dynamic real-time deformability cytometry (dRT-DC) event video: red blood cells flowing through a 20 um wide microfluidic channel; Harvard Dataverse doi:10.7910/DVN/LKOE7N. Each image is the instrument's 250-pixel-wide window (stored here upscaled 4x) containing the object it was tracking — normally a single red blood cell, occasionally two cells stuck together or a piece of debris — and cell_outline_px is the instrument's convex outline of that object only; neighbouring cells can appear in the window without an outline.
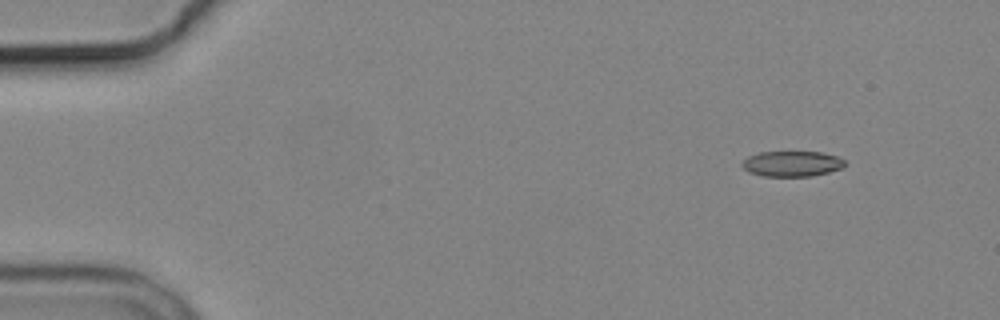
{"species": "common noctule bat (a hibernating species)", "species_latin": "Nyctalus noctula", "temperature_condition": "cold", "stored_images_in_passage": 4, "camera_frame_rate_fps": 3000, "um_per_image_px": 0.085, "animal": {"sex": "male", "body_mass_g": 19.2, "forearm_length_mm": 51.8}, "frame": {"image": 1, "passage_image": 1, "time_ms": 0.0, "image_size_px": [1000, 320], "cell_outline_px": [[844, 164], [840, 168], [828, 172], [812, 176], [764, 176], [748, 172], [740, 164], [748, 156], [760, 152], [820, 152], [836, 156], [844, 160]], "centroid_in_image_um": [67.27, 13.92], "position_along_channel_um": 17.7, "area_um2": 15.09}}
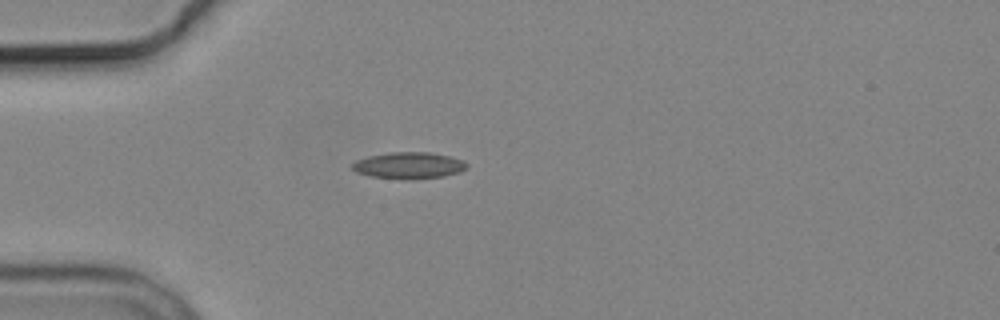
{"frame": {"image": 2, "passage_image": 3, "time_ms": 3.333, "image_size_px": [1000, 320], "cell_outline_px": [[468, 168], [460, 172], [444, 176], [412, 180], [408, 180], [372, 176], [356, 172], [352, 168], [352, 164], [356, 160], [368, 156], [388, 152], [428, 152], [448, 156], [464, 160], [468, 164]], "centroid_in_image_um": [34.78, 14.06], "position_along_channel_um": 50.2, "area_um2": 17.86}}